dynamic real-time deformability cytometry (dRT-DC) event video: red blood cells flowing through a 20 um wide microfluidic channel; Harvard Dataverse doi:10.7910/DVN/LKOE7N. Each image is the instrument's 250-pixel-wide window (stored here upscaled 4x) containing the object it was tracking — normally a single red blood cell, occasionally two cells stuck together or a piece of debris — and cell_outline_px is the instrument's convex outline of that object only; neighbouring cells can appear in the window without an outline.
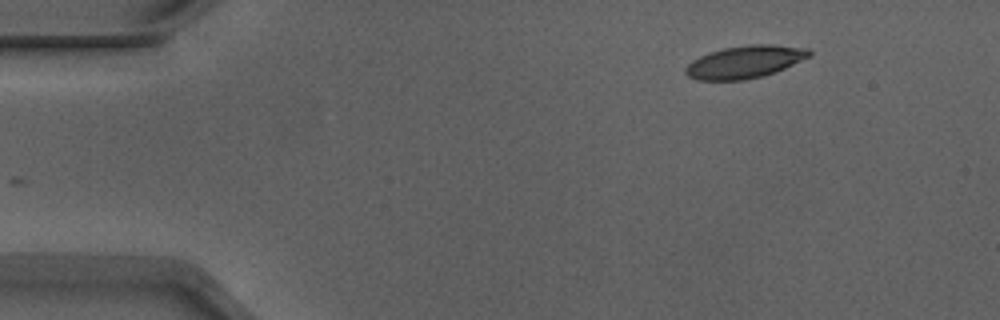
{"species": "Egyptian fruit bat (a non-hibernating species)", "species_latin": "Rousettus aegyptiacus", "temperature_condition": "warm", "stored_images_in_passage": 47, "camera_frame_rate_fps": 3000, "um_per_image_px": 0.085, "animal": {"sex": "male"}, "frame": {"image": 1, "passage_image": 1, "time_ms": 0.0, "image_size_px": [1000, 320], "cell_outline_px": [[812, 56], [776, 72], [744, 80], [696, 80], [688, 76], [684, 72], [684, 68], [692, 60], [708, 52], [724, 48], [752, 44], [772, 44], [808, 48], [812, 52]], "centroid_in_image_um": [63.32, 5.26], "position_along_channel_um": 21.7, "area_um2": 23.58}}
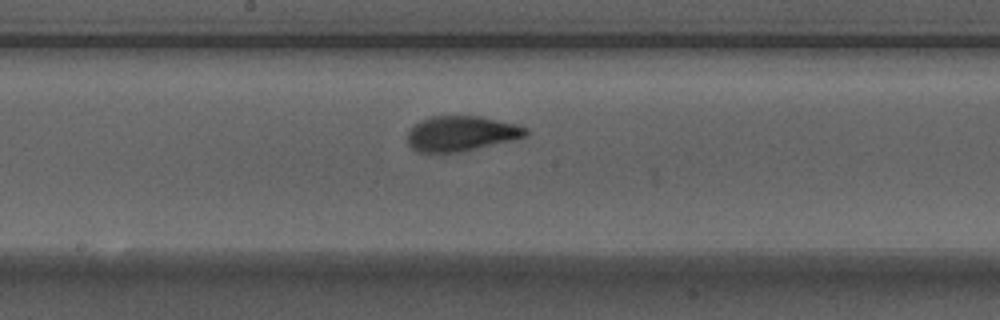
{"frame": {"image": 2, "passage_image": 22, "time_ms": 7.0, "image_size_px": [1000, 320], "cell_outline_px": [[528, 136], [516, 140], [456, 152], [416, 152], [408, 144], [408, 132], [420, 120], [432, 116], [480, 116], [520, 124], [528, 128]], "centroid_in_image_um": [39.27, 11.34], "position_along_channel_um": 208.9, "area_um2": 24.39}}
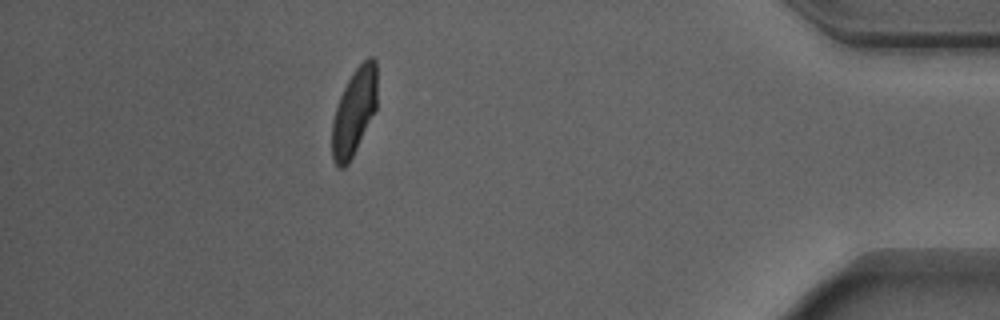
{"frame": {"image": 3, "passage_image": 41, "time_ms": 13.333, "image_size_px": [1000, 320], "cell_outline_px": [[376, 108], [348, 164], [344, 168], [336, 168], [332, 160], [332, 120], [340, 96], [352, 72], [368, 56], [372, 56], [376, 60]], "centroid_in_image_um": [30.08, 9.51], "position_along_channel_um": 405.1, "area_um2": 22.54}, "authors_computed_cell_mechanics": {"area_um2": 23.5824, "velocity_mm_per_s": 3.891, "shape_relaxation_time_tau1_ms": 3.2141, "shape_relaxation_time_tau2_ms": null, "deformation_change_tau1": 0.1632, "deformation_change_tau2": null}}